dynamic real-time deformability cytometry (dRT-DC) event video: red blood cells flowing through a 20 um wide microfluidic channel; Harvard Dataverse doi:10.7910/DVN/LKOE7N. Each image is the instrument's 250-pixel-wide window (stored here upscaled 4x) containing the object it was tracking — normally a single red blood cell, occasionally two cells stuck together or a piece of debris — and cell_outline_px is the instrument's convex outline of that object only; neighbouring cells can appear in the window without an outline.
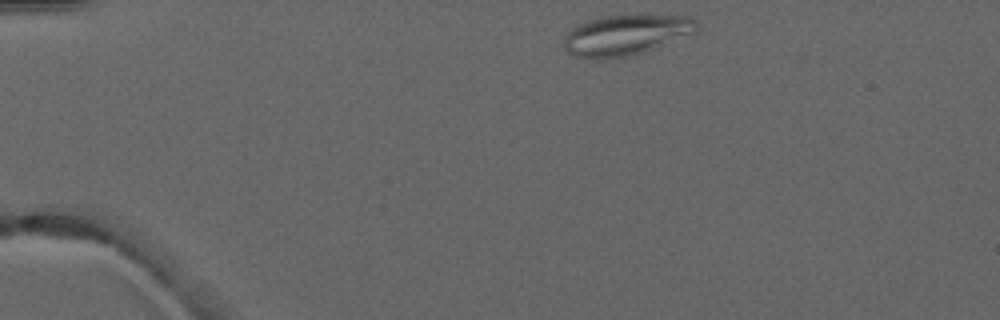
{"species": "common noctule bat (a hibernating species)", "species_latin": "Nyctalus noctula", "temperature_condition": "warm", "stored_images_in_passage": 5, "camera_frame_rate_fps": 3000, "um_per_image_px": 0.085, "animal": {"sex": "male", "forearm_length_mm": 52.5}, "frame": {"image": 1, "passage_image": 1, "time_ms": 0.0, "image_size_px": [1000, 320], "cell_outline_px": [[696, 32], [644, 52], [632, 56], [596, 60], [576, 56], [568, 52], [564, 48], [564, 36], [576, 24], [588, 20], [604, 16], [692, 16], [696, 20]], "centroid_in_image_um": [53.15, 3.0], "position_along_channel_um": 31.8, "area_um2": 31.21}}